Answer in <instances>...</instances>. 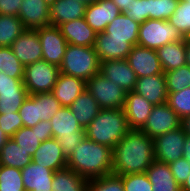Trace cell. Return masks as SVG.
<instances>
[{
  "instance_id": "cell-14",
  "label": "cell",
  "mask_w": 190,
  "mask_h": 191,
  "mask_svg": "<svg viewBox=\"0 0 190 191\" xmlns=\"http://www.w3.org/2000/svg\"><path fill=\"white\" fill-rule=\"evenodd\" d=\"M127 61L138 78L164 74L156 50L134 45Z\"/></svg>"
},
{
  "instance_id": "cell-45",
  "label": "cell",
  "mask_w": 190,
  "mask_h": 191,
  "mask_svg": "<svg viewBox=\"0 0 190 191\" xmlns=\"http://www.w3.org/2000/svg\"><path fill=\"white\" fill-rule=\"evenodd\" d=\"M176 182L182 186L190 173V162L185 158H179L168 164Z\"/></svg>"
},
{
  "instance_id": "cell-35",
  "label": "cell",
  "mask_w": 190,
  "mask_h": 191,
  "mask_svg": "<svg viewBox=\"0 0 190 191\" xmlns=\"http://www.w3.org/2000/svg\"><path fill=\"white\" fill-rule=\"evenodd\" d=\"M164 76L167 92H178L190 87V67L188 65L164 72Z\"/></svg>"
},
{
  "instance_id": "cell-24",
  "label": "cell",
  "mask_w": 190,
  "mask_h": 191,
  "mask_svg": "<svg viewBox=\"0 0 190 191\" xmlns=\"http://www.w3.org/2000/svg\"><path fill=\"white\" fill-rule=\"evenodd\" d=\"M87 5L77 0H50V25L58 27L63 23L83 18Z\"/></svg>"
},
{
  "instance_id": "cell-4",
  "label": "cell",
  "mask_w": 190,
  "mask_h": 191,
  "mask_svg": "<svg viewBox=\"0 0 190 191\" xmlns=\"http://www.w3.org/2000/svg\"><path fill=\"white\" fill-rule=\"evenodd\" d=\"M59 69L60 73L78 77L87 82L100 72V59L94 47L68 44Z\"/></svg>"
},
{
  "instance_id": "cell-39",
  "label": "cell",
  "mask_w": 190,
  "mask_h": 191,
  "mask_svg": "<svg viewBox=\"0 0 190 191\" xmlns=\"http://www.w3.org/2000/svg\"><path fill=\"white\" fill-rule=\"evenodd\" d=\"M167 21L175 27L184 38L190 37V3L180 0L175 12Z\"/></svg>"
},
{
  "instance_id": "cell-20",
  "label": "cell",
  "mask_w": 190,
  "mask_h": 191,
  "mask_svg": "<svg viewBox=\"0 0 190 191\" xmlns=\"http://www.w3.org/2000/svg\"><path fill=\"white\" fill-rule=\"evenodd\" d=\"M32 160L36 164L49 168L54 172L67 167V157L55 138L41 142Z\"/></svg>"
},
{
  "instance_id": "cell-10",
  "label": "cell",
  "mask_w": 190,
  "mask_h": 191,
  "mask_svg": "<svg viewBox=\"0 0 190 191\" xmlns=\"http://www.w3.org/2000/svg\"><path fill=\"white\" fill-rule=\"evenodd\" d=\"M187 134L182 126L154 139L155 160L170 164L183 156Z\"/></svg>"
},
{
  "instance_id": "cell-33",
  "label": "cell",
  "mask_w": 190,
  "mask_h": 191,
  "mask_svg": "<svg viewBox=\"0 0 190 191\" xmlns=\"http://www.w3.org/2000/svg\"><path fill=\"white\" fill-rule=\"evenodd\" d=\"M25 67L13 53L11 47H0V72L14 79H24Z\"/></svg>"
},
{
  "instance_id": "cell-50",
  "label": "cell",
  "mask_w": 190,
  "mask_h": 191,
  "mask_svg": "<svg viewBox=\"0 0 190 191\" xmlns=\"http://www.w3.org/2000/svg\"><path fill=\"white\" fill-rule=\"evenodd\" d=\"M183 158L190 162V136H186V140L183 147Z\"/></svg>"
},
{
  "instance_id": "cell-21",
  "label": "cell",
  "mask_w": 190,
  "mask_h": 191,
  "mask_svg": "<svg viewBox=\"0 0 190 191\" xmlns=\"http://www.w3.org/2000/svg\"><path fill=\"white\" fill-rule=\"evenodd\" d=\"M133 91L153 105L167 103L168 92L164 74L138 78Z\"/></svg>"
},
{
  "instance_id": "cell-3",
  "label": "cell",
  "mask_w": 190,
  "mask_h": 191,
  "mask_svg": "<svg viewBox=\"0 0 190 191\" xmlns=\"http://www.w3.org/2000/svg\"><path fill=\"white\" fill-rule=\"evenodd\" d=\"M130 130L123 109H100L98 115L85 128L90 140L114 149Z\"/></svg>"
},
{
  "instance_id": "cell-8",
  "label": "cell",
  "mask_w": 190,
  "mask_h": 191,
  "mask_svg": "<svg viewBox=\"0 0 190 191\" xmlns=\"http://www.w3.org/2000/svg\"><path fill=\"white\" fill-rule=\"evenodd\" d=\"M86 88L96 99L101 109H123L126 91L101 73L95 74L86 82Z\"/></svg>"
},
{
  "instance_id": "cell-36",
  "label": "cell",
  "mask_w": 190,
  "mask_h": 191,
  "mask_svg": "<svg viewBox=\"0 0 190 191\" xmlns=\"http://www.w3.org/2000/svg\"><path fill=\"white\" fill-rule=\"evenodd\" d=\"M25 127L32 128L40 122L39 93L29 95L18 110Z\"/></svg>"
},
{
  "instance_id": "cell-17",
  "label": "cell",
  "mask_w": 190,
  "mask_h": 191,
  "mask_svg": "<svg viewBox=\"0 0 190 191\" xmlns=\"http://www.w3.org/2000/svg\"><path fill=\"white\" fill-rule=\"evenodd\" d=\"M120 14L121 11L112 0H96L87 5L84 18L97 34L104 32L106 26Z\"/></svg>"
},
{
  "instance_id": "cell-13",
  "label": "cell",
  "mask_w": 190,
  "mask_h": 191,
  "mask_svg": "<svg viewBox=\"0 0 190 191\" xmlns=\"http://www.w3.org/2000/svg\"><path fill=\"white\" fill-rule=\"evenodd\" d=\"M18 18L25 29L35 30L50 25V0H23Z\"/></svg>"
},
{
  "instance_id": "cell-16",
  "label": "cell",
  "mask_w": 190,
  "mask_h": 191,
  "mask_svg": "<svg viewBox=\"0 0 190 191\" xmlns=\"http://www.w3.org/2000/svg\"><path fill=\"white\" fill-rule=\"evenodd\" d=\"M107 79L115 82L126 92L134 90L137 75L130 67L127 59L105 60L100 62V72Z\"/></svg>"
},
{
  "instance_id": "cell-53",
  "label": "cell",
  "mask_w": 190,
  "mask_h": 191,
  "mask_svg": "<svg viewBox=\"0 0 190 191\" xmlns=\"http://www.w3.org/2000/svg\"><path fill=\"white\" fill-rule=\"evenodd\" d=\"M10 137L6 135V133L3 132V130L0 128V152L2 147L5 145L6 141L9 139Z\"/></svg>"
},
{
  "instance_id": "cell-34",
  "label": "cell",
  "mask_w": 190,
  "mask_h": 191,
  "mask_svg": "<svg viewBox=\"0 0 190 191\" xmlns=\"http://www.w3.org/2000/svg\"><path fill=\"white\" fill-rule=\"evenodd\" d=\"M24 151H27L31 157L35 154V151L41 144L39 133H38V123L30 127H21L12 137H11Z\"/></svg>"
},
{
  "instance_id": "cell-51",
  "label": "cell",
  "mask_w": 190,
  "mask_h": 191,
  "mask_svg": "<svg viewBox=\"0 0 190 191\" xmlns=\"http://www.w3.org/2000/svg\"><path fill=\"white\" fill-rule=\"evenodd\" d=\"M181 126H182L184 132H185L188 136H190V115L184 117V118L181 120Z\"/></svg>"
},
{
  "instance_id": "cell-41",
  "label": "cell",
  "mask_w": 190,
  "mask_h": 191,
  "mask_svg": "<svg viewBox=\"0 0 190 191\" xmlns=\"http://www.w3.org/2000/svg\"><path fill=\"white\" fill-rule=\"evenodd\" d=\"M87 191H124V187L121 177L111 173L88 180Z\"/></svg>"
},
{
  "instance_id": "cell-31",
  "label": "cell",
  "mask_w": 190,
  "mask_h": 191,
  "mask_svg": "<svg viewBox=\"0 0 190 191\" xmlns=\"http://www.w3.org/2000/svg\"><path fill=\"white\" fill-rule=\"evenodd\" d=\"M32 161L31 155L24 151L12 139L9 138L0 152V164L7 167L22 169Z\"/></svg>"
},
{
  "instance_id": "cell-43",
  "label": "cell",
  "mask_w": 190,
  "mask_h": 191,
  "mask_svg": "<svg viewBox=\"0 0 190 191\" xmlns=\"http://www.w3.org/2000/svg\"><path fill=\"white\" fill-rule=\"evenodd\" d=\"M61 107L52 92L39 93L40 121H48Z\"/></svg>"
},
{
  "instance_id": "cell-9",
  "label": "cell",
  "mask_w": 190,
  "mask_h": 191,
  "mask_svg": "<svg viewBox=\"0 0 190 191\" xmlns=\"http://www.w3.org/2000/svg\"><path fill=\"white\" fill-rule=\"evenodd\" d=\"M181 126V119L177 113L167 104L154 105L147 122L141 130L150 138L155 139L171 130Z\"/></svg>"
},
{
  "instance_id": "cell-32",
  "label": "cell",
  "mask_w": 190,
  "mask_h": 191,
  "mask_svg": "<svg viewBox=\"0 0 190 191\" xmlns=\"http://www.w3.org/2000/svg\"><path fill=\"white\" fill-rule=\"evenodd\" d=\"M25 30L18 16L0 15V47H10Z\"/></svg>"
},
{
  "instance_id": "cell-18",
  "label": "cell",
  "mask_w": 190,
  "mask_h": 191,
  "mask_svg": "<svg viewBox=\"0 0 190 191\" xmlns=\"http://www.w3.org/2000/svg\"><path fill=\"white\" fill-rule=\"evenodd\" d=\"M132 48L133 45L127 42L126 39L109 38L105 32L96 34L94 49L100 62L127 59Z\"/></svg>"
},
{
  "instance_id": "cell-48",
  "label": "cell",
  "mask_w": 190,
  "mask_h": 191,
  "mask_svg": "<svg viewBox=\"0 0 190 191\" xmlns=\"http://www.w3.org/2000/svg\"><path fill=\"white\" fill-rule=\"evenodd\" d=\"M38 133L40 137V141L44 142L47 139L53 138L52 135V125L50 121H40L38 123Z\"/></svg>"
},
{
  "instance_id": "cell-38",
  "label": "cell",
  "mask_w": 190,
  "mask_h": 191,
  "mask_svg": "<svg viewBox=\"0 0 190 191\" xmlns=\"http://www.w3.org/2000/svg\"><path fill=\"white\" fill-rule=\"evenodd\" d=\"M180 0H147L148 19L168 20Z\"/></svg>"
},
{
  "instance_id": "cell-12",
  "label": "cell",
  "mask_w": 190,
  "mask_h": 191,
  "mask_svg": "<svg viewBox=\"0 0 190 191\" xmlns=\"http://www.w3.org/2000/svg\"><path fill=\"white\" fill-rule=\"evenodd\" d=\"M35 30L42 45L43 60L59 67L68 45L65 37L58 27L52 25Z\"/></svg>"
},
{
  "instance_id": "cell-25",
  "label": "cell",
  "mask_w": 190,
  "mask_h": 191,
  "mask_svg": "<svg viewBox=\"0 0 190 191\" xmlns=\"http://www.w3.org/2000/svg\"><path fill=\"white\" fill-rule=\"evenodd\" d=\"M85 89V80L60 73L52 93L62 107H69Z\"/></svg>"
},
{
  "instance_id": "cell-22",
  "label": "cell",
  "mask_w": 190,
  "mask_h": 191,
  "mask_svg": "<svg viewBox=\"0 0 190 191\" xmlns=\"http://www.w3.org/2000/svg\"><path fill=\"white\" fill-rule=\"evenodd\" d=\"M25 191H52L54 171L33 160L21 169Z\"/></svg>"
},
{
  "instance_id": "cell-7",
  "label": "cell",
  "mask_w": 190,
  "mask_h": 191,
  "mask_svg": "<svg viewBox=\"0 0 190 191\" xmlns=\"http://www.w3.org/2000/svg\"><path fill=\"white\" fill-rule=\"evenodd\" d=\"M59 74L57 65L41 60L25 66L23 83L29 95L52 92Z\"/></svg>"
},
{
  "instance_id": "cell-40",
  "label": "cell",
  "mask_w": 190,
  "mask_h": 191,
  "mask_svg": "<svg viewBox=\"0 0 190 191\" xmlns=\"http://www.w3.org/2000/svg\"><path fill=\"white\" fill-rule=\"evenodd\" d=\"M167 104L177 113L182 120L190 115V87L178 92H168Z\"/></svg>"
},
{
  "instance_id": "cell-54",
  "label": "cell",
  "mask_w": 190,
  "mask_h": 191,
  "mask_svg": "<svg viewBox=\"0 0 190 191\" xmlns=\"http://www.w3.org/2000/svg\"><path fill=\"white\" fill-rule=\"evenodd\" d=\"M181 191H190V173L187 177L186 181L181 186Z\"/></svg>"
},
{
  "instance_id": "cell-37",
  "label": "cell",
  "mask_w": 190,
  "mask_h": 191,
  "mask_svg": "<svg viewBox=\"0 0 190 191\" xmlns=\"http://www.w3.org/2000/svg\"><path fill=\"white\" fill-rule=\"evenodd\" d=\"M21 170L1 165L0 191H25Z\"/></svg>"
},
{
  "instance_id": "cell-44",
  "label": "cell",
  "mask_w": 190,
  "mask_h": 191,
  "mask_svg": "<svg viewBox=\"0 0 190 191\" xmlns=\"http://www.w3.org/2000/svg\"><path fill=\"white\" fill-rule=\"evenodd\" d=\"M23 126L18 112L0 114V128L10 138Z\"/></svg>"
},
{
  "instance_id": "cell-5",
  "label": "cell",
  "mask_w": 190,
  "mask_h": 191,
  "mask_svg": "<svg viewBox=\"0 0 190 191\" xmlns=\"http://www.w3.org/2000/svg\"><path fill=\"white\" fill-rule=\"evenodd\" d=\"M49 121L53 138L59 142L63 153L68 157L85 137V129L69 107H61Z\"/></svg>"
},
{
  "instance_id": "cell-30",
  "label": "cell",
  "mask_w": 190,
  "mask_h": 191,
  "mask_svg": "<svg viewBox=\"0 0 190 191\" xmlns=\"http://www.w3.org/2000/svg\"><path fill=\"white\" fill-rule=\"evenodd\" d=\"M87 182V179L66 167L54 172L52 191H87Z\"/></svg>"
},
{
  "instance_id": "cell-23",
  "label": "cell",
  "mask_w": 190,
  "mask_h": 191,
  "mask_svg": "<svg viewBox=\"0 0 190 191\" xmlns=\"http://www.w3.org/2000/svg\"><path fill=\"white\" fill-rule=\"evenodd\" d=\"M68 44L94 47L96 32L87 24L85 18H79L58 26Z\"/></svg>"
},
{
  "instance_id": "cell-6",
  "label": "cell",
  "mask_w": 190,
  "mask_h": 191,
  "mask_svg": "<svg viewBox=\"0 0 190 191\" xmlns=\"http://www.w3.org/2000/svg\"><path fill=\"white\" fill-rule=\"evenodd\" d=\"M180 40L181 33L167 20L148 19L140 24L137 45L152 50Z\"/></svg>"
},
{
  "instance_id": "cell-52",
  "label": "cell",
  "mask_w": 190,
  "mask_h": 191,
  "mask_svg": "<svg viewBox=\"0 0 190 191\" xmlns=\"http://www.w3.org/2000/svg\"><path fill=\"white\" fill-rule=\"evenodd\" d=\"M186 47V65L190 67V37L185 38Z\"/></svg>"
},
{
  "instance_id": "cell-29",
  "label": "cell",
  "mask_w": 190,
  "mask_h": 191,
  "mask_svg": "<svg viewBox=\"0 0 190 191\" xmlns=\"http://www.w3.org/2000/svg\"><path fill=\"white\" fill-rule=\"evenodd\" d=\"M139 26L138 22L121 13L106 26L104 32L109 38L126 39L127 42L134 46L137 45Z\"/></svg>"
},
{
  "instance_id": "cell-47",
  "label": "cell",
  "mask_w": 190,
  "mask_h": 191,
  "mask_svg": "<svg viewBox=\"0 0 190 191\" xmlns=\"http://www.w3.org/2000/svg\"><path fill=\"white\" fill-rule=\"evenodd\" d=\"M23 0H0V15L18 16Z\"/></svg>"
},
{
  "instance_id": "cell-26",
  "label": "cell",
  "mask_w": 190,
  "mask_h": 191,
  "mask_svg": "<svg viewBox=\"0 0 190 191\" xmlns=\"http://www.w3.org/2000/svg\"><path fill=\"white\" fill-rule=\"evenodd\" d=\"M146 174L153 191H181V186L173 177L169 165L164 162L155 160L146 170Z\"/></svg>"
},
{
  "instance_id": "cell-27",
  "label": "cell",
  "mask_w": 190,
  "mask_h": 191,
  "mask_svg": "<svg viewBox=\"0 0 190 191\" xmlns=\"http://www.w3.org/2000/svg\"><path fill=\"white\" fill-rule=\"evenodd\" d=\"M163 72L186 65L185 40L166 44L156 50Z\"/></svg>"
},
{
  "instance_id": "cell-28",
  "label": "cell",
  "mask_w": 190,
  "mask_h": 191,
  "mask_svg": "<svg viewBox=\"0 0 190 191\" xmlns=\"http://www.w3.org/2000/svg\"><path fill=\"white\" fill-rule=\"evenodd\" d=\"M69 108L84 129L98 115L101 109L87 88L75 99Z\"/></svg>"
},
{
  "instance_id": "cell-46",
  "label": "cell",
  "mask_w": 190,
  "mask_h": 191,
  "mask_svg": "<svg viewBox=\"0 0 190 191\" xmlns=\"http://www.w3.org/2000/svg\"><path fill=\"white\" fill-rule=\"evenodd\" d=\"M124 14L139 24L148 20L147 0H133L130 6V11H126Z\"/></svg>"
},
{
  "instance_id": "cell-15",
  "label": "cell",
  "mask_w": 190,
  "mask_h": 191,
  "mask_svg": "<svg viewBox=\"0 0 190 191\" xmlns=\"http://www.w3.org/2000/svg\"><path fill=\"white\" fill-rule=\"evenodd\" d=\"M10 47L24 67L43 60L42 45L36 30L26 29Z\"/></svg>"
},
{
  "instance_id": "cell-55",
  "label": "cell",
  "mask_w": 190,
  "mask_h": 191,
  "mask_svg": "<svg viewBox=\"0 0 190 191\" xmlns=\"http://www.w3.org/2000/svg\"><path fill=\"white\" fill-rule=\"evenodd\" d=\"M77 1L83 2V3L86 4V5H90V4H92L93 2H95L96 0H77Z\"/></svg>"
},
{
  "instance_id": "cell-49",
  "label": "cell",
  "mask_w": 190,
  "mask_h": 191,
  "mask_svg": "<svg viewBox=\"0 0 190 191\" xmlns=\"http://www.w3.org/2000/svg\"><path fill=\"white\" fill-rule=\"evenodd\" d=\"M112 1L119 8L121 13L130 11V6L133 2V0H112Z\"/></svg>"
},
{
  "instance_id": "cell-1",
  "label": "cell",
  "mask_w": 190,
  "mask_h": 191,
  "mask_svg": "<svg viewBox=\"0 0 190 191\" xmlns=\"http://www.w3.org/2000/svg\"><path fill=\"white\" fill-rule=\"evenodd\" d=\"M154 161V139L141 129H130L113 149L112 173H146Z\"/></svg>"
},
{
  "instance_id": "cell-2",
  "label": "cell",
  "mask_w": 190,
  "mask_h": 191,
  "mask_svg": "<svg viewBox=\"0 0 190 191\" xmlns=\"http://www.w3.org/2000/svg\"><path fill=\"white\" fill-rule=\"evenodd\" d=\"M113 149L86 136L67 157V168L90 180L112 173Z\"/></svg>"
},
{
  "instance_id": "cell-42",
  "label": "cell",
  "mask_w": 190,
  "mask_h": 191,
  "mask_svg": "<svg viewBox=\"0 0 190 191\" xmlns=\"http://www.w3.org/2000/svg\"><path fill=\"white\" fill-rule=\"evenodd\" d=\"M124 191H153L152 184L146 173L119 175Z\"/></svg>"
},
{
  "instance_id": "cell-19",
  "label": "cell",
  "mask_w": 190,
  "mask_h": 191,
  "mask_svg": "<svg viewBox=\"0 0 190 191\" xmlns=\"http://www.w3.org/2000/svg\"><path fill=\"white\" fill-rule=\"evenodd\" d=\"M153 104L134 91L126 93L124 112L130 129H141L147 122Z\"/></svg>"
},
{
  "instance_id": "cell-11",
  "label": "cell",
  "mask_w": 190,
  "mask_h": 191,
  "mask_svg": "<svg viewBox=\"0 0 190 191\" xmlns=\"http://www.w3.org/2000/svg\"><path fill=\"white\" fill-rule=\"evenodd\" d=\"M28 96L23 79H14L0 72V114L18 112Z\"/></svg>"
},
{
  "instance_id": "cell-56",
  "label": "cell",
  "mask_w": 190,
  "mask_h": 191,
  "mask_svg": "<svg viewBox=\"0 0 190 191\" xmlns=\"http://www.w3.org/2000/svg\"><path fill=\"white\" fill-rule=\"evenodd\" d=\"M184 2H186V3H190V0H183Z\"/></svg>"
}]
</instances>
